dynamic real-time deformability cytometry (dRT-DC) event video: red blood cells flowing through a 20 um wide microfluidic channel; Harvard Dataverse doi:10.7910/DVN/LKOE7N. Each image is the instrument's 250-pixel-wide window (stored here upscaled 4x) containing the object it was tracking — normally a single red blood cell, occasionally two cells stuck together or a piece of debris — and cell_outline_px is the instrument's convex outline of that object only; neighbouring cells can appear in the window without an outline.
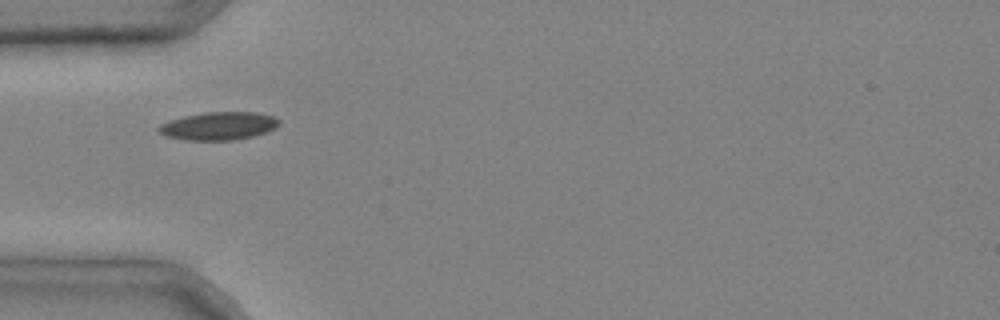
{"species": "common noctule bat (a hibernating species)", "species_latin": "Nyctalus noctula", "temperature_condition": "cold", "stored_images_in_passage": 1, "camera_frame_rate_fps": 3000, "um_per_image_px": 0.085, "animal": {"sex": "male", "body_mass_g": 20.4}, "frame": {"image": 1, "passage_image": 1, "time_ms": 0.0, "image_size_px": [1000, 320], "cell_outline_px": [[280, 124], [276, 128], [252, 136], [232, 140], [188, 140], [168, 136], [156, 132], [156, 128], [160, 124], [168, 120], [184, 116], [204, 112], [256, 112], [276, 116], [280, 120]], "centroid_in_image_um": [18.58, 10.69], "position_along_channel_um": 66.4, "area_um2": 19.77}}